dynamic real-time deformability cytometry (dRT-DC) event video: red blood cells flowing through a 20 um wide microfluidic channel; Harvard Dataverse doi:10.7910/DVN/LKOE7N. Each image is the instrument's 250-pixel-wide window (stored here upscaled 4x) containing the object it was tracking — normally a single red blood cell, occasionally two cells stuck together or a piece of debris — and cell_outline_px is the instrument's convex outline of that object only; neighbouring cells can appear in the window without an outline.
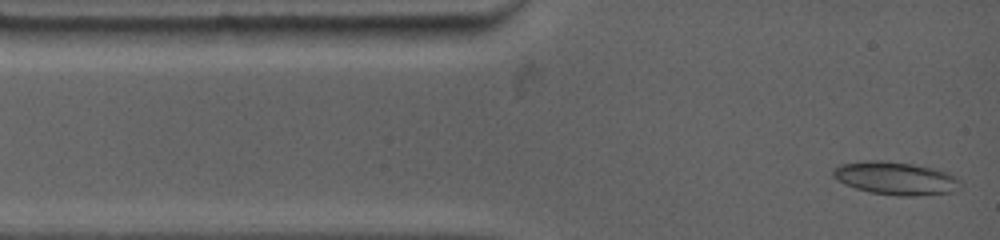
{"species": "common noctule bat (a hibernating species)", "species_latin": "Nyctalus noctula", "temperature_condition": "warm", "stored_images_in_passage": 43, "camera_frame_rate_fps": 4500, "um_per_image_px": 0.085, "animal": {"sex": "female", "body_mass_g": 19.0, "forearm_length_mm": 53.3}, "frame": {"image": 1, "passage_image": 1, "time_ms": 0.0, "image_size_px": [1000, 240], "cell_outline_px": [[956, 180], [952, 192], [908, 196], [900, 196], [868, 192], [844, 184], [836, 180], [832, 176], [832, 168], [840, 164], [868, 160], [880, 160], [912, 164], [932, 168], [948, 172]], "centroid_in_image_um": [75.97, 15.14], "position_along_channel_um": 9.0, "area_um2": 23.99}}
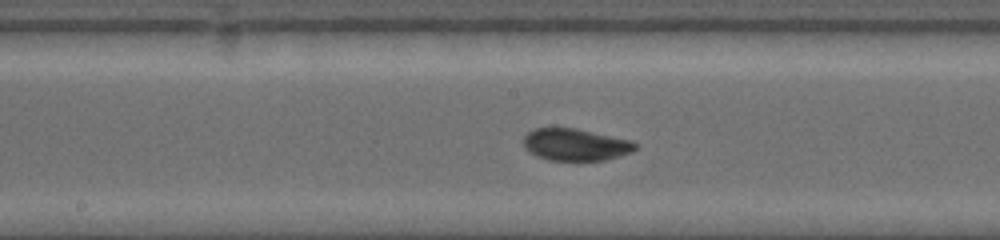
{"frame": {"image": 2, "passage_image": 19, "time_ms": 6.0, "image_size_px": [1000, 240], "cell_outline_px": [[636, 148], [632, 152], [620, 156], [604, 160], [548, 160], [536, 156], [524, 148], [524, 136], [528, 132], [536, 128], [576, 128], [632, 140], [636, 144]], "centroid_in_image_um": [48.92, 12.29], "position_along_channel_um": 199.3, "area_um2": 20.87}}
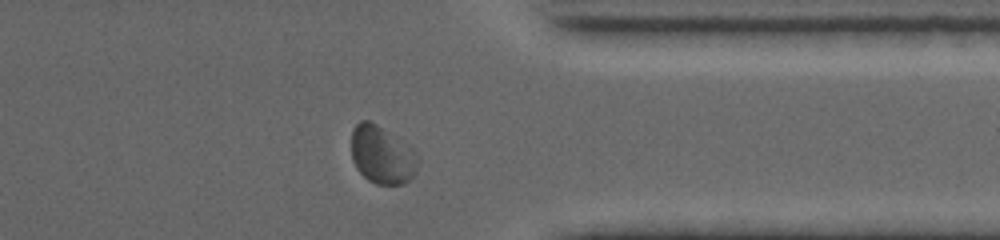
{"frame": {"image": 3, "passage_image": 37, "time_ms": 10.889, "image_size_px": [1000, 240], "cell_outline_px": [[420, 160], [416, 172], [404, 184], [376, 184], [368, 180], [356, 168], [352, 160], [352, 128], [360, 120], [368, 120], [376, 124], [412, 148], [420, 156]], "centroid_in_image_um": [32.48, 13.18], "position_along_channel_um": 378.9, "area_um2": 22.48}, "authors_computed_cell_mechanics": {"area_um2": 21.0392, "velocity_mm_per_s": 3.8079, "shape_relaxation_time_tau1_ms": 6.3872, "shape_relaxation_time_tau2_ms": 4.1829, "deformation_change_tau1": 0.1442, "deformation_change_tau2": 0.0772}}